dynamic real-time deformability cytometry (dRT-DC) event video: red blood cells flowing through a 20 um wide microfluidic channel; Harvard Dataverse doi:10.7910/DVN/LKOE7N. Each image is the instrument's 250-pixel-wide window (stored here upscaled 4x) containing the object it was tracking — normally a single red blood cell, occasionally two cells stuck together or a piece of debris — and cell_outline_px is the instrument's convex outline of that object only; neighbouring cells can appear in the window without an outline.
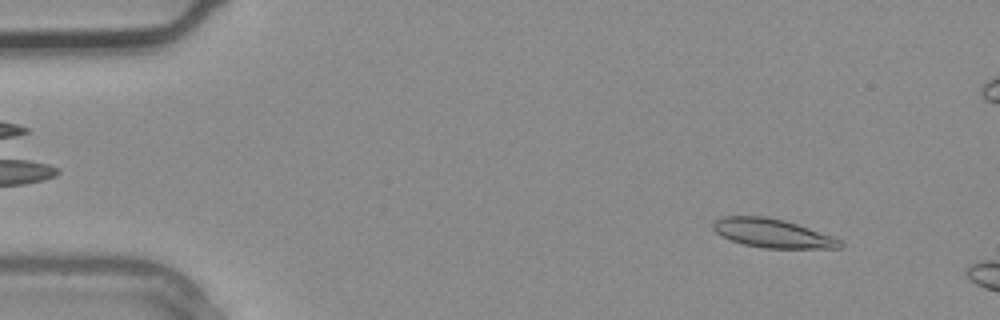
{"species": "common noctule bat (a hibernating species)", "species_latin": "Nyctalus noctula", "temperature_condition": "warm", "stored_images_in_passage": 3, "camera_frame_rate_fps": 3000, "um_per_image_px": 0.085, "animal": {"sex": "male", "body_mass_g": 20.4}, "frame": {"image": 1, "passage_image": 3, "time_ms": 0.667, "image_size_px": [1000, 320], "cell_outline_px": [[844, 244], [840, 248], [764, 248], [744, 244], [720, 236], [712, 228], [712, 224], [716, 220], [724, 216], [764, 216], [784, 220], [832, 236], [840, 240]], "centroid_in_image_um": [65.64, 19.83], "position_along_channel_um": 19.4, "area_um2": 21.1}}